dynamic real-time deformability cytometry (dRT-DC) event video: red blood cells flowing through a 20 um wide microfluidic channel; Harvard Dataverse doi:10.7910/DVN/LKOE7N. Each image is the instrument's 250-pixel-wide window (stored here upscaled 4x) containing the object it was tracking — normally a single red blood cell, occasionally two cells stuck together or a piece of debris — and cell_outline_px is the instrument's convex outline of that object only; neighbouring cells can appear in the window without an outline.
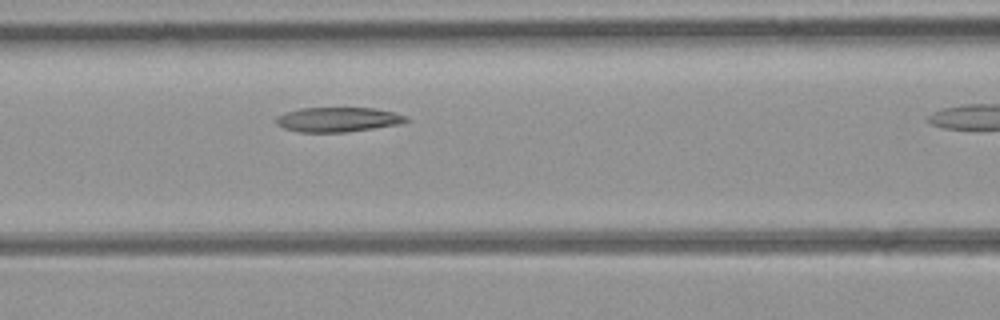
{"species": "common noctule bat (a hibernating species)", "species_latin": "Nyctalus noctula", "temperature_condition": "room temperature", "stored_images_in_passage": 15, "camera_frame_rate_fps": 3000, "um_per_image_px": 0.085, "animal": {"sex": "female", "body_mass_g": 21.9}, "frame": {"image": 1, "passage_image": 11, "time_ms": 3.333, "image_size_px": [1000, 320], "cell_outline_px": [[408, 120], [400, 124], [344, 132], [300, 132], [284, 128], [276, 124], [276, 116], [284, 112], [300, 108], [376, 108], [408, 116]], "centroid_in_image_um": [28.69, 10.15], "position_along_channel_um": 137.9, "area_um2": 18.61}}